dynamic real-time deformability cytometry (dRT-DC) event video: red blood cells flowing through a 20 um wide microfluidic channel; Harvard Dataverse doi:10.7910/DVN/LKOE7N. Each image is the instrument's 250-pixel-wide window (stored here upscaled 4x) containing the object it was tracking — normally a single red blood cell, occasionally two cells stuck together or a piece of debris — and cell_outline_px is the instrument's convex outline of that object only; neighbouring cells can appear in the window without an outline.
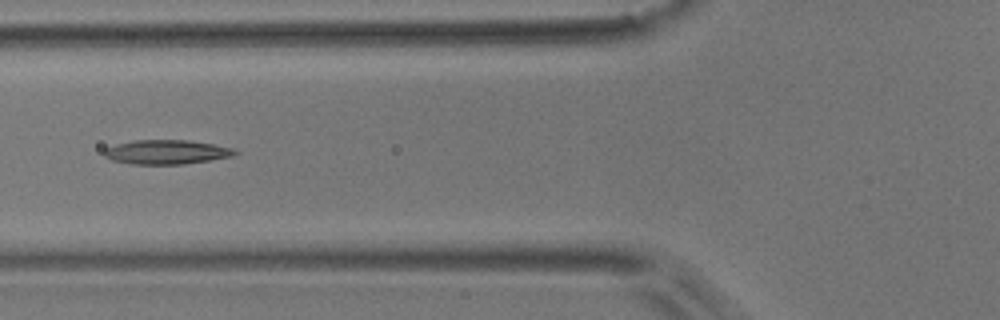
{"species": "common noctule bat (a hibernating species)", "species_latin": "Nyctalus noctula", "temperature_condition": "room temperature", "stored_images_in_passage": 6, "camera_frame_rate_fps": 3000, "um_per_image_px": 0.085, "animal": {"sex": "male", "body_mass_g": 17.9}, "frame": {"image": 1, "passage_image": 6, "time_ms": 6.333, "image_size_px": [1000, 320], "cell_outline_px": [[240, 152], [232, 156], [184, 164], [132, 164], [112, 160], [104, 156], [104, 148], [116, 144], [136, 140], [188, 140], [212, 144], [232, 148]], "centroid_in_image_um": [14.13, 12.92], "position_along_channel_um": 111.7, "area_um2": 18.38}}